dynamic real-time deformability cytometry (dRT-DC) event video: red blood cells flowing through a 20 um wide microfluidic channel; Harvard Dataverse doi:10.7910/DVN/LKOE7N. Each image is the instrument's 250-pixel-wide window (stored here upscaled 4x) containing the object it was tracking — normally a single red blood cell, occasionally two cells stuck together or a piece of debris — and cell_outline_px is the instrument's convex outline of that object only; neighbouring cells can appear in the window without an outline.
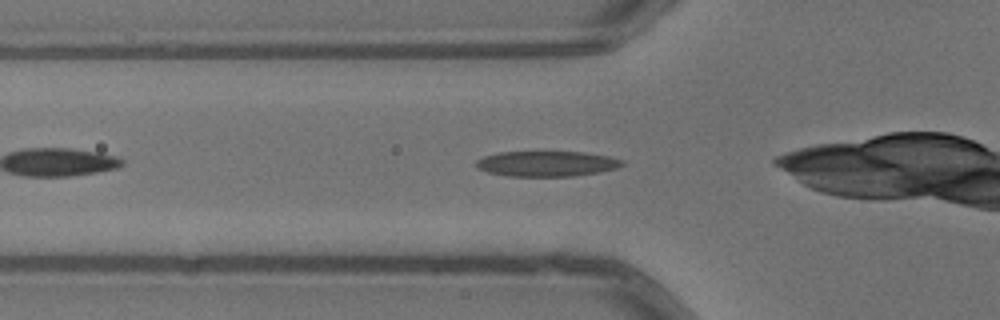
{"species": "common noctule bat (a hibernating species)", "species_latin": "Nyctalus noctula", "temperature_condition": "warm", "stored_images_in_passage": 2, "camera_frame_rate_fps": 3000, "um_per_image_px": 0.085, "animal": {"sex": "male", "body_mass_g": 13.3}, "frame": {"image": 1, "passage_image": 2, "time_ms": 0.333, "image_size_px": [1000, 320], "cell_outline_px": [[624, 164], [616, 168], [600, 172], [572, 176], [508, 176], [488, 172], [476, 168], [476, 160], [484, 156], [500, 152], [584, 152], [608, 156], [624, 160]], "centroid_in_image_um": [46.47, 13.91], "position_along_channel_um": 79.3, "area_um2": 21.56}}